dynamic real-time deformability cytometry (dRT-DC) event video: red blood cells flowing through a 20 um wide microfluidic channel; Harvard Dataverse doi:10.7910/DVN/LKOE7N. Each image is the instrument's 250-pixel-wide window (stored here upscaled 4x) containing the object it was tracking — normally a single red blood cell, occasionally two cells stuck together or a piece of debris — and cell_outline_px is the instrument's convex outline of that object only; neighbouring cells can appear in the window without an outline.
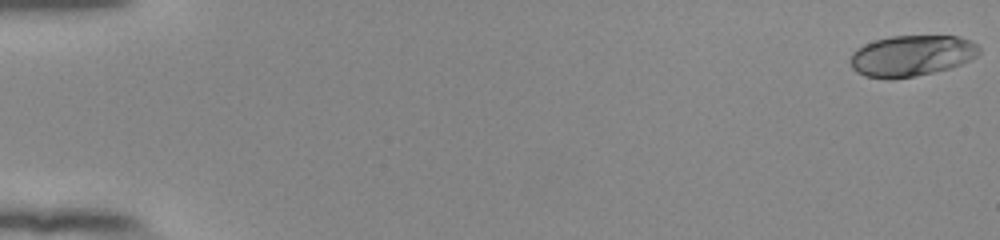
{"species": "human", "species_latin": "Homo sapiens", "temperature_condition": "room temperature", "stored_images_in_passage": 54, "camera_frame_rate_fps": 3000, "um_per_image_px": 0.085, "donor": {"sex": "female"}, "frame": {"image": 1, "passage_image": 1, "time_ms": 0.0, "image_size_px": [1000, 240], "cell_outline_px": [[980, 52], [976, 56], [952, 68], [916, 76], [888, 80], [864, 76], [856, 72], [852, 68], [852, 52], [856, 48], [864, 44], [876, 40], [892, 36], [960, 36], [972, 40], [980, 48]], "centroid_in_image_um": [77.49, 4.74], "position_along_channel_um": 7.5, "area_um2": 30.98}}
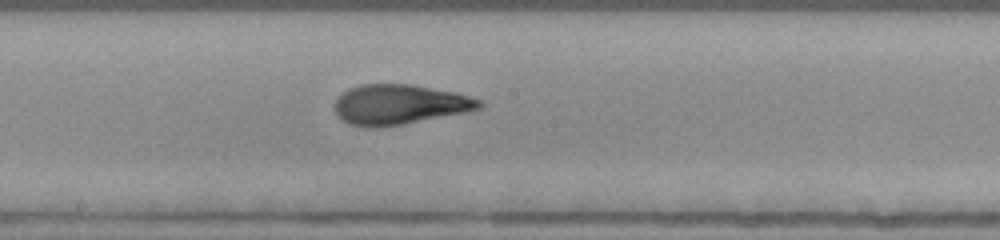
{"frame": {"image": 2, "passage_image": 31, "time_ms": 10.0, "image_size_px": [1000, 240], "cell_outline_px": [[484, 104], [480, 108], [468, 112], [404, 124], [376, 128], [368, 128], [348, 124], [336, 116], [336, 100], [348, 88], [360, 84], [408, 84], [456, 92], [484, 100]], "centroid_in_image_um": [33.98, 8.89], "position_along_channel_um": 214.2, "area_um2": 33.99}}
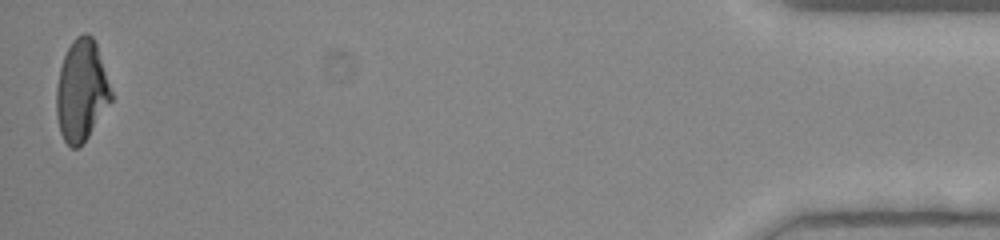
{"frame": {"image": 3, "passage_image": 54, "time_ms": 17.667, "image_size_px": [1000, 240], "cell_outline_px": [[112, 100], [88, 136], [76, 148], [72, 148], [64, 140], [60, 132], [56, 116], [56, 88], [60, 68], [64, 56], [72, 40], [76, 36], [84, 32], [88, 32], [92, 36], [96, 44], [112, 92]], "centroid_in_image_um": [6.91, 7.68], "position_along_channel_um": 428.3, "area_um2": 32.08}, "authors_computed_cell_mechanics": {"area_um2": 32.5414, "velocity_mm_per_s": 3.8933, "shape_relaxation_time_tau1_ms": 4.7412, "shape_relaxation_time_tau2_ms": 1.0014, "deformation_change_tau1": 0.201, "deformation_change_tau2": 0.0715}}